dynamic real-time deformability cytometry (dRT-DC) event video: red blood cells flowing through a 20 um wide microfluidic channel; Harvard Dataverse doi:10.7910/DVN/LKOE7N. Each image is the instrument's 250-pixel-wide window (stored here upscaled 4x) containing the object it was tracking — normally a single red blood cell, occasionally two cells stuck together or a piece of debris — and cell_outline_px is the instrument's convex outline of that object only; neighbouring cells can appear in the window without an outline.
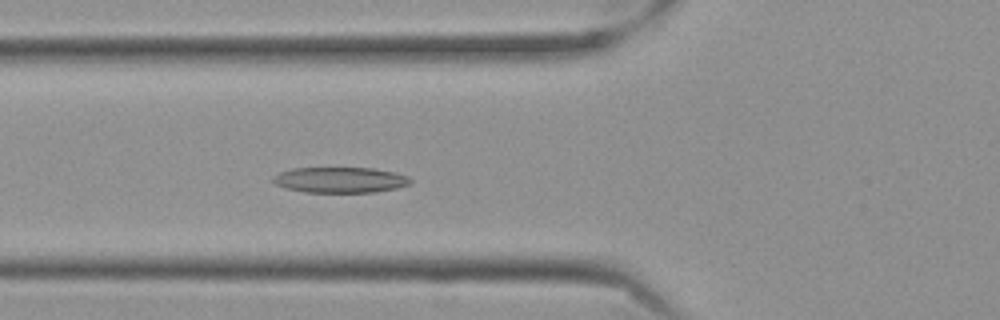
{"species": "Egyptian fruit bat (a non-hibernating species)", "species_latin": "Rousettus aegyptiacus", "temperature_condition": "cold", "stored_images_in_passage": 59, "camera_frame_rate_fps": 3000, "um_per_image_px": 0.085, "frame": {"image": 1, "passage_image": 22, "time_ms": 7.0, "image_size_px": [1000, 320], "cell_outline_px": [[412, 180], [408, 184], [396, 188], [376, 192], [304, 192], [288, 188], [276, 184], [272, 180], [272, 176], [280, 172], [292, 168], [372, 168], [396, 172], [408, 176]], "centroid_in_image_um": [28.92, 15.29], "position_along_channel_um": 96.9, "area_um2": 20.46}}
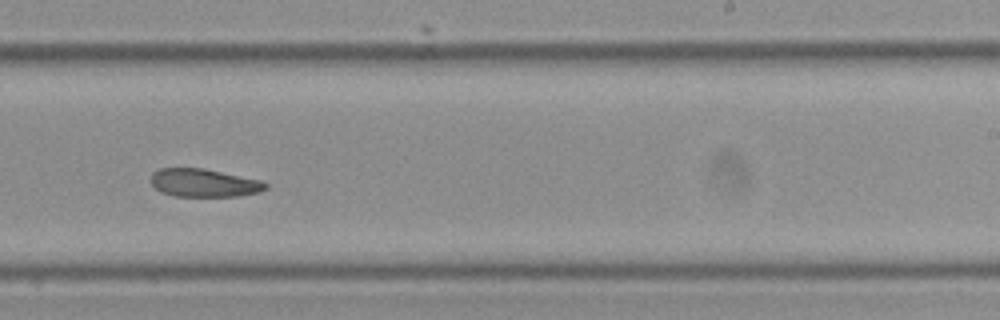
{"frame": {"image": 2, "passage_image": 37, "time_ms": 12.0, "image_size_px": [1000, 320], "cell_outline_px": [[268, 188], [260, 192], [236, 196], [176, 196], [160, 192], [148, 180], [152, 172], [160, 168], [204, 168], [264, 180], [268, 184]], "centroid_in_image_um": [17.35, 15.53], "position_along_channel_um": 271.7, "area_um2": 19.13}}
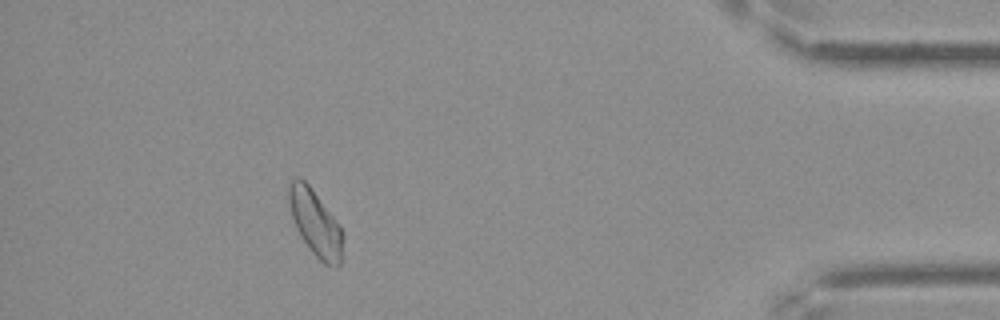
{"frame": {"image": 3, "passage_image": 53, "time_ms": 17.333, "image_size_px": [1000, 320], "cell_outline_px": [[344, 236], [340, 264], [324, 264], [312, 252], [300, 236], [296, 228], [292, 216], [288, 200], [288, 184], [296, 176], [300, 176], [308, 184], [344, 232]], "centroid_in_image_um": [26.78, 18.93], "position_along_channel_um": 408.4, "area_um2": 20.4}, "authors_computed_cell_mechanics": {"area_um2": 20.6346, "velocity_mm_per_s": 3.484, "shape_relaxation_time_tau1_ms": null, "shape_relaxation_time_tau2_ms": 11.2758, "deformation_change_tau1": null, "deformation_change_tau2": 0.1819}}